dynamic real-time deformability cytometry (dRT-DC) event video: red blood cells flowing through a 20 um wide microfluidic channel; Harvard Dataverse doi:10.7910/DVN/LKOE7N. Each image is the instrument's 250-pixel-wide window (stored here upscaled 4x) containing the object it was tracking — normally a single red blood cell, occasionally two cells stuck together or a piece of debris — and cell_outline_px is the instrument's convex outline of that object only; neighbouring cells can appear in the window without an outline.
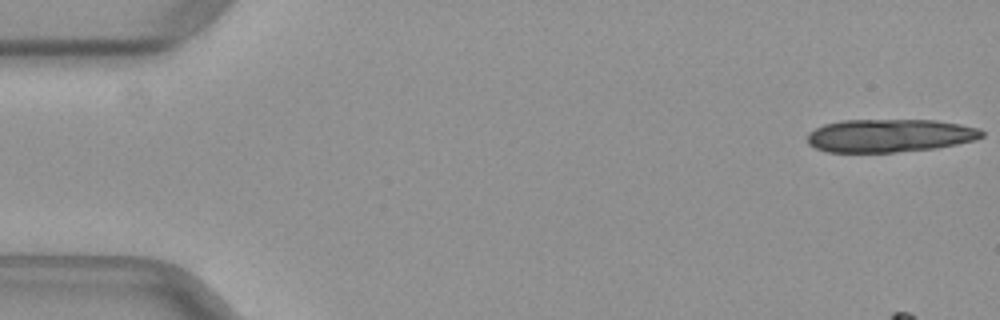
{"species": "common noctule bat (a hibernating species)", "species_latin": "Nyctalus noctula", "temperature_condition": "warm", "stored_images_in_passage": 53, "camera_frame_rate_fps": 3000, "um_per_image_px": 0.085, "animal": {"sex": "female", "body_mass_g": 29.2, "forearm_length_mm": 56.3}, "frame": {"image": 1, "passage_image": 1, "time_ms": 0.0, "image_size_px": [1000, 320], "cell_outline_px": [[984, 136], [976, 140], [936, 148], [896, 152], [828, 152], [816, 148], [808, 144], [808, 132], [824, 124], [840, 120], [936, 120], [960, 124], [980, 128], [984, 132]], "centroid_in_image_um": [75.64, 11.52], "position_along_channel_um": 9.4, "area_um2": 33.81}}